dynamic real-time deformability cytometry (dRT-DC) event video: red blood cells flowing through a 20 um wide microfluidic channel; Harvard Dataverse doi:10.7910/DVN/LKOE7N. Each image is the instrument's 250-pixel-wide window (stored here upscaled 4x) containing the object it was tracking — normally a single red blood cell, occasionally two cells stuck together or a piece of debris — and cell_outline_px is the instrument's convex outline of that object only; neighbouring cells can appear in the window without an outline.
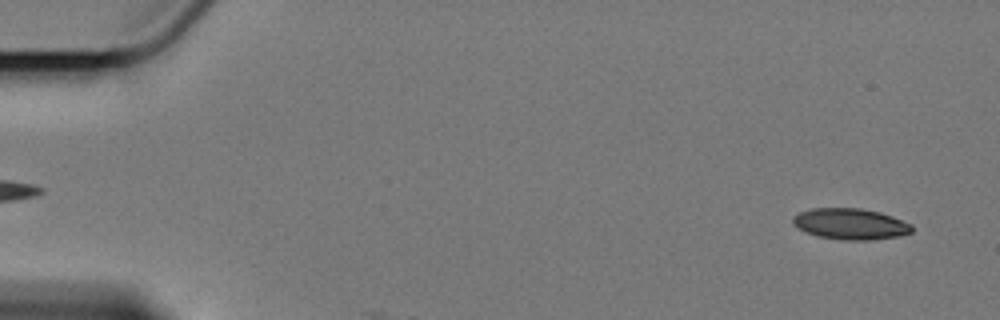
{"species": "Egyptian fruit bat (a non-hibernating species)", "species_latin": "Rousettus aegyptiacus", "temperature_condition": "cold", "stored_images_in_passage": 32, "camera_frame_rate_fps": 3000, "um_per_image_px": 0.085, "animal": {"sex": "female"}, "frame": {"image": 1, "passage_image": 3, "time_ms": 0.667, "image_size_px": [1000, 320], "cell_outline_px": [[912, 232], [900, 236], [872, 240], [844, 240], [816, 236], [804, 232], [796, 228], [792, 224], [792, 216], [800, 212], [812, 208], [860, 208], [880, 212], [892, 216], [912, 224]], "centroid_in_image_um": [72.26, 19.04], "position_along_channel_um": 12.7, "area_um2": 21.85}}
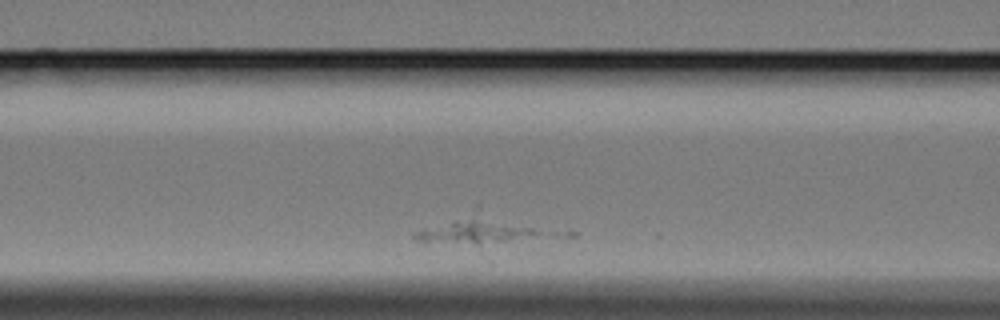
{"frame": {"image": 2, "passage_image": 13, "time_ms": 4.0, "image_size_px": [1000, 320], "cell_outline_px": [[540, 232], [500, 240], [416, 240], [412, 236], [412, 232], [424, 228], [456, 220], [472, 220], [532, 228]], "centroid_in_image_um": [40.05, 19.66], "position_along_channel_um": 126.5, "area_um2": 13.18}}
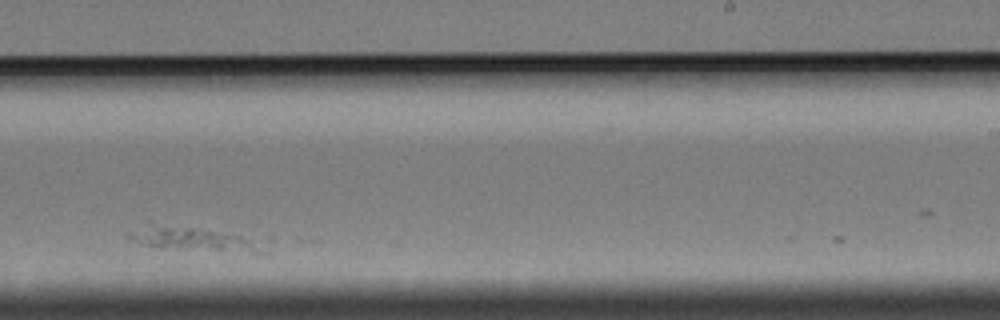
{"frame": {"image": 3, "passage_image": 28, "time_ms": 9.0, "image_size_px": [1000, 320], "cell_outline_px": [[272, 240], [268, 252], [256, 252], [148, 244], [156, 224], [196, 228], [272, 236]], "centroid_in_image_um": [17.78, 20.32], "position_along_channel_um": 271.2, "area_um2": 16.24}}